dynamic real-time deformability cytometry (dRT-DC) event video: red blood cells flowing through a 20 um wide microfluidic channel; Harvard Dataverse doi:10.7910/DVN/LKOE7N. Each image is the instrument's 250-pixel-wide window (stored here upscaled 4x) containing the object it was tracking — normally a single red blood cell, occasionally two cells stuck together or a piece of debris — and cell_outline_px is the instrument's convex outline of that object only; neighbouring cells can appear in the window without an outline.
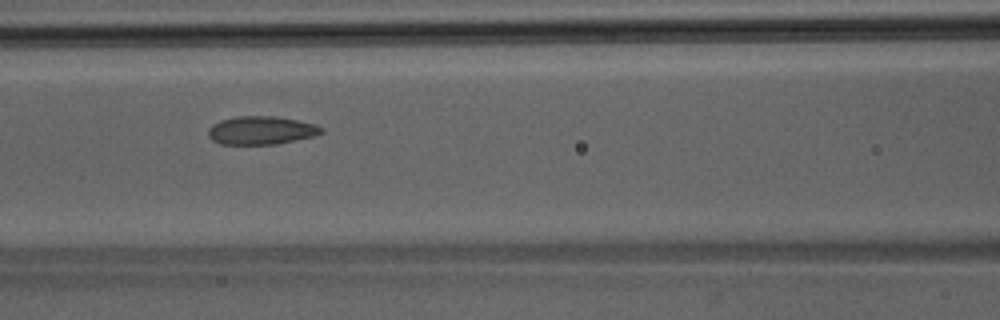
{"species": "Egyptian fruit bat (a non-hibernating species)", "species_latin": "Rousettus aegyptiacus", "temperature_condition": "room temperature", "stored_images_in_passage": 35, "camera_frame_rate_fps": 3000, "um_per_image_px": 0.085, "animal": {"sex": "male"}, "frame": {"image": 1, "passage_image": 16, "time_ms": 5.0, "image_size_px": [1000, 320], "cell_outline_px": [[324, 132], [312, 136], [276, 144], [220, 144], [212, 140], [208, 136], [208, 128], [212, 124], [220, 120], [236, 116], [276, 116], [316, 124], [324, 128]], "centroid_in_image_um": [22.17, 11.07], "position_along_channel_um": 144.4, "area_um2": 18.67}}